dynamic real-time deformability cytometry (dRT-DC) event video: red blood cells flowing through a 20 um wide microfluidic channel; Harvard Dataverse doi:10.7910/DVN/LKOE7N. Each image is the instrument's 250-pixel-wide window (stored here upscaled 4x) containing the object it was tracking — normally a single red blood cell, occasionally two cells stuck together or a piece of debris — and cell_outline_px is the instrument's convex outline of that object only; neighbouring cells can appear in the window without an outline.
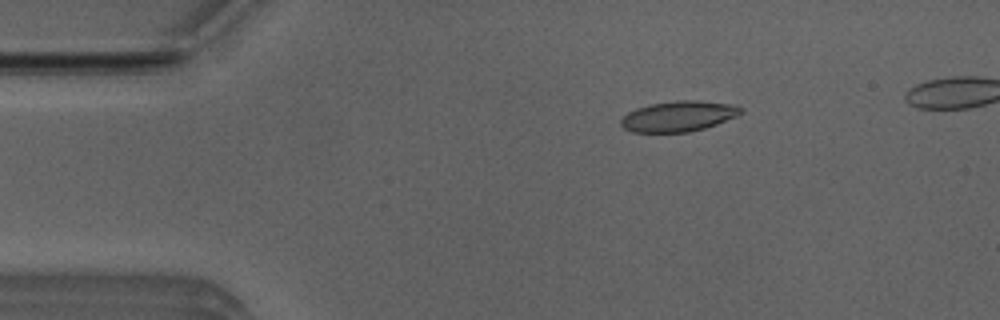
{"species": "Egyptian fruit bat (a non-hibernating species)", "species_latin": "Rousettus aegyptiacus", "temperature_condition": "room temperature", "stored_images_in_passage": 48, "camera_frame_rate_fps": 3000, "um_per_image_px": 0.085, "animal": {"sex": "male"}, "frame": {"image": 1, "passage_image": 9, "time_ms": 2.667, "image_size_px": [1000, 320], "cell_outline_px": [[744, 112], [736, 116], [716, 124], [704, 128], [688, 132], [632, 132], [624, 128], [620, 124], [620, 120], [628, 112], [636, 108], [652, 104], [676, 100], [696, 100], [736, 104], [744, 108]], "centroid_in_image_um": [57.7, 9.87], "position_along_channel_um": 27.3, "area_um2": 21.39}}
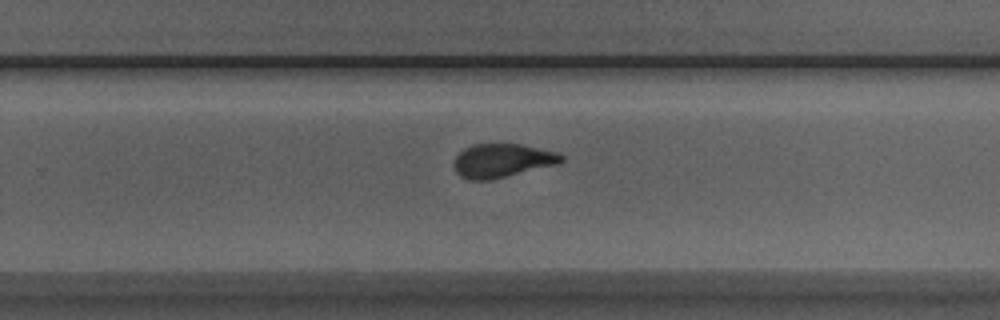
{"frame": {"image": 2, "passage_image": 33, "time_ms": 10.667, "image_size_px": [1000, 320], "cell_outline_px": [[564, 160], [556, 164], [488, 180], [468, 180], [460, 176], [456, 172], [452, 164], [456, 156], [464, 148], [472, 144], [520, 144], [556, 152], [564, 156]], "centroid_in_image_um": [42.62, 13.64], "position_along_channel_um": 287.2, "area_um2": 20.87}}
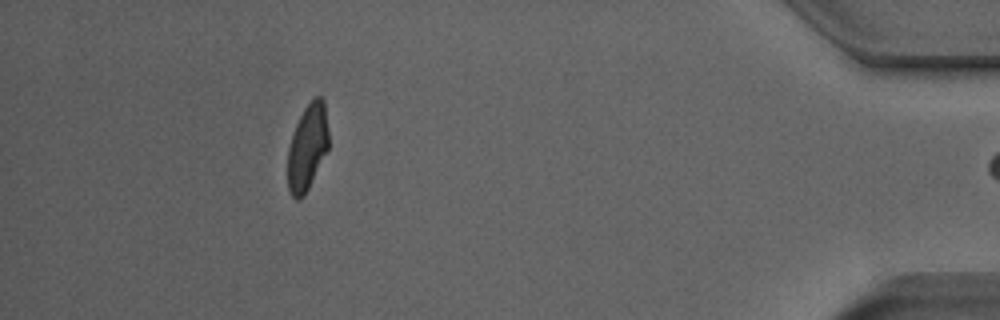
{"frame": {"image": 3, "passage_image": 47, "time_ms": 15.333, "image_size_px": [1000, 320], "cell_outline_px": [[328, 148], [304, 196], [300, 200], [296, 200], [292, 196], [288, 188], [288, 148], [296, 124], [304, 108], [316, 96], [320, 96], [324, 100], [328, 132]], "centroid_in_image_um": [26.12, 12.52], "position_along_channel_um": 409.1, "area_um2": 20.23}, "authors_computed_cell_mechanics": {"area_um2": 21.386, "velocity_mm_per_s": 3.9352, "shape_relaxation_time_tau1_ms": 4.975, "shape_relaxation_time_tau2_ms": 1.3311, "deformation_change_tau1": 0.1669, "deformation_change_tau2": 0.0632}}